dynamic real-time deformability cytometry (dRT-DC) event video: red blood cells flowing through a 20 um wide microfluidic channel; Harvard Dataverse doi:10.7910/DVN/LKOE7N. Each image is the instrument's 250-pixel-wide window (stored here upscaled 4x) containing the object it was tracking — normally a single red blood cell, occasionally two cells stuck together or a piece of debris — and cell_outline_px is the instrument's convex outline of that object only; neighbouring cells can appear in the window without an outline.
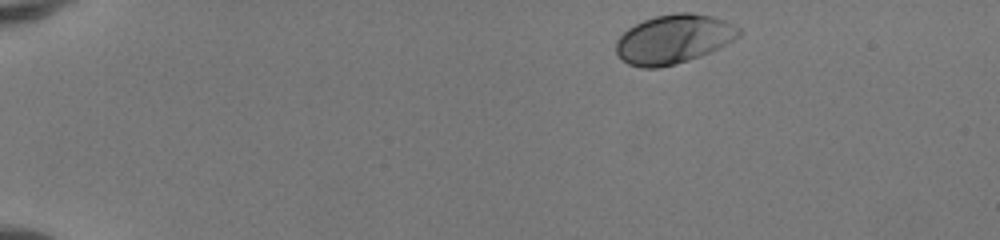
{"species": "human", "species_latin": "Homo sapiens", "temperature_condition": "room temperature", "stored_images_in_passage": 43, "camera_frame_rate_fps": 3000, "um_per_image_px": 0.085, "donor": {"sex": "female"}, "frame": {"image": 1, "passage_image": 1, "time_ms": 0.0, "image_size_px": [1000, 240], "cell_outline_px": [[744, 32], [740, 36], [720, 48], [700, 56], [676, 64], [660, 68], [640, 68], [628, 64], [616, 52], [616, 40], [628, 28], [644, 20], [656, 16], [676, 12], [692, 12], [712, 16], [724, 20], [740, 28]], "centroid_in_image_um": [57.29, 3.32], "position_along_channel_um": 27.7, "area_um2": 35.26}}
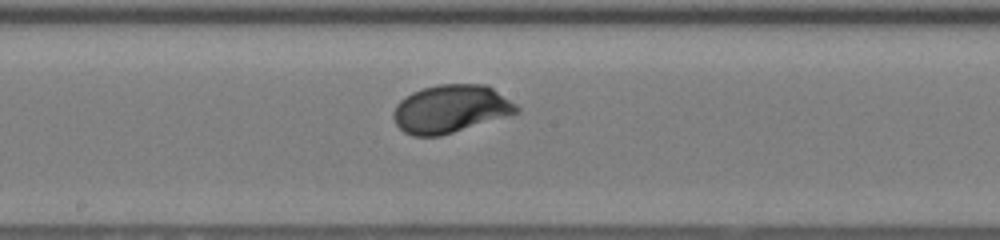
{"frame": {"image": 2, "passage_image": 22, "time_ms": 7.0, "image_size_px": [1000, 240], "cell_outline_px": [[520, 112], [440, 136], [412, 136], [404, 132], [396, 124], [392, 116], [392, 112], [396, 104], [404, 96], [412, 92], [424, 88], [440, 84], [484, 84], [492, 88], [516, 104], [520, 108]], "centroid_in_image_um": [38.27, 9.26], "position_along_channel_um": 209.9, "area_um2": 34.33}}
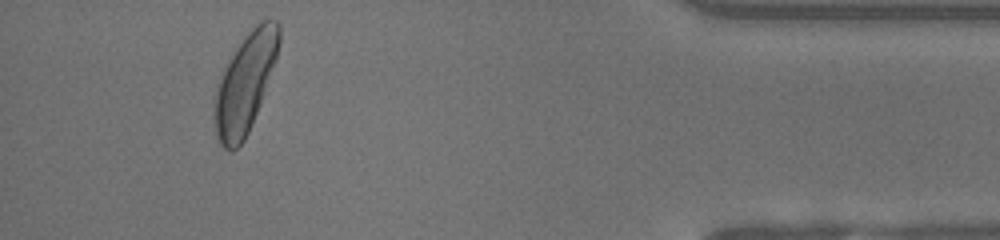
{"frame": {"image": 3, "passage_image": 40, "time_ms": 13.0, "image_size_px": [1000, 240], "cell_outline_px": [[280, 44], [276, 60], [260, 104], [252, 124], [244, 140], [232, 152], [228, 152], [220, 144], [216, 136], [212, 108], [212, 100], [220, 76], [224, 68], [236, 48], [244, 36], [260, 20], [276, 20], [280, 28]], "centroid_in_image_um": [20.81, 7.1], "position_along_channel_um": 414.4, "area_um2": 37.51}, "authors_computed_cell_mechanics": {"area_um2": 34.0442, "velocity_mm_per_s": 4.1352, "shape_relaxation_time_tau1_ms": 1.3576, "shape_relaxation_time_tau2_ms": null, "deformation_change_tau1": 0.1313, "deformation_change_tau2": null}}